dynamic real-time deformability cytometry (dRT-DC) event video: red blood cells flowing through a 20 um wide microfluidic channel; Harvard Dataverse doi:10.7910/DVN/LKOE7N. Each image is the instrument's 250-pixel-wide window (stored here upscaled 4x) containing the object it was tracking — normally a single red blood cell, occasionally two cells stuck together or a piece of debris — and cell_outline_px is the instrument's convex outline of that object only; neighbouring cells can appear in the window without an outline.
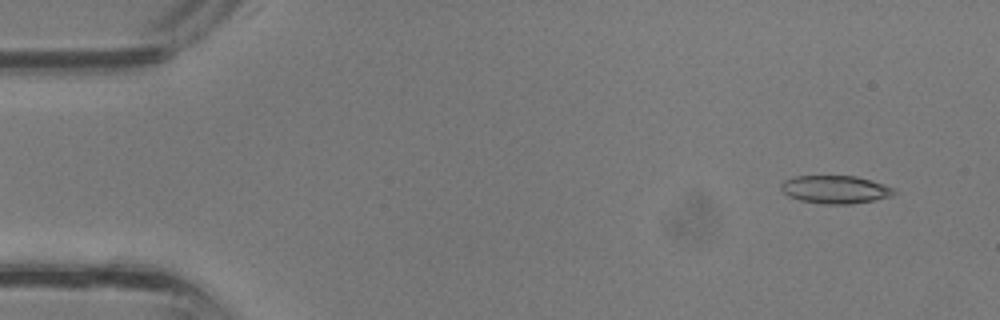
{"species": "common noctule bat (a hibernating species)", "species_latin": "Nyctalus noctula", "temperature_condition": "room temperature", "stored_images_in_passage": 9, "camera_frame_rate_fps": 3000, "um_per_image_px": 0.085, "animal": {"sex": "male", "body_mass_g": 13.3}, "frame": {"image": 1, "passage_image": 3, "time_ms": 0.667, "image_size_px": [1000, 320], "cell_outline_px": [[896, 192], [892, 196], [852, 204], [820, 204], [800, 200], [788, 196], [780, 188], [780, 184], [784, 180], [796, 176], [856, 176], [872, 180], [884, 184], [892, 188]], "centroid_in_image_um": [70.98, 16.11], "position_along_channel_um": 14.0, "area_um2": 18.44}}